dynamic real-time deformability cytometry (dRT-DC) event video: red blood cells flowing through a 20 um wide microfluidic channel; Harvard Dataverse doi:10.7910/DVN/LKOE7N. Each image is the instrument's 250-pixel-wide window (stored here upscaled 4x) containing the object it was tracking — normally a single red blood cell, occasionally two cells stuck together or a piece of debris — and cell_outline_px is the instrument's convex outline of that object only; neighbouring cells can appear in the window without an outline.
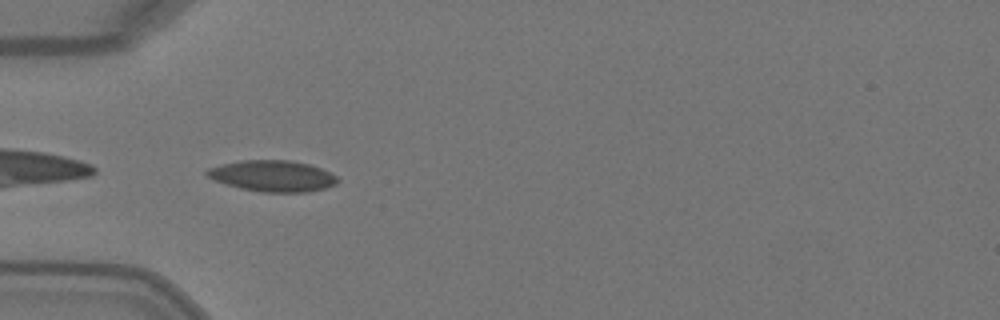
{"species": "Egyptian fruit bat (a non-hibernating species)", "species_latin": "Rousettus aegyptiacus", "temperature_condition": "warm", "stored_images_in_passage": 6, "camera_frame_rate_fps": 3000, "um_per_image_px": 0.085, "animal": {"sex": "female"}, "frame": {"image": 1, "passage_image": 5, "time_ms": 1.333, "image_size_px": [1000, 320], "cell_outline_px": [[340, 180], [336, 184], [324, 188], [308, 192], [260, 192], [240, 188], [216, 180], [208, 176], [204, 172], [208, 168], [220, 164], [240, 160], [292, 160], [308, 164], [320, 168], [336, 176]], "centroid_in_image_um": [23.17, 14.95], "position_along_channel_um": 61.8, "area_um2": 23.64}}
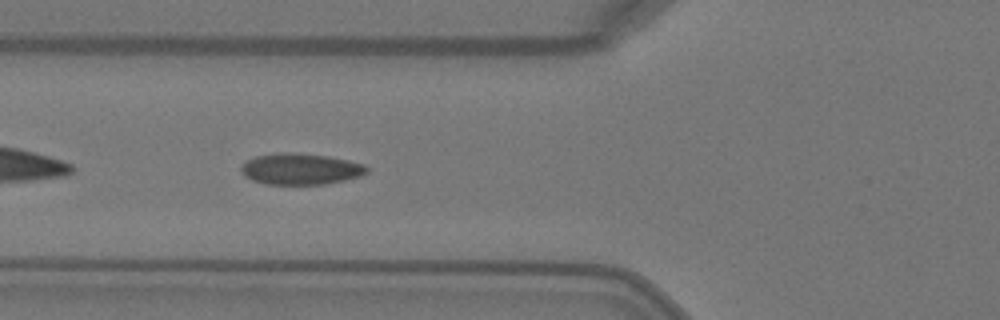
{"frame": {"image": 2, "passage_image": 6, "time_ms": 1.667, "image_size_px": [1000, 320], "cell_outline_px": [[368, 172], [360, 176], [344, 180], [324, 184], [264, 184], [252, 180], [244, 176], [240, 172], [240, 168], [248, 160], [256, 156], [276, 152], [288, 152], [328, 156], [348, 160], [364, 164], [368, 168]], "centroid_in_image_um": [25.53, 14.36], "position_along_channel_um": 100.3, "area_um2": 22.89}}